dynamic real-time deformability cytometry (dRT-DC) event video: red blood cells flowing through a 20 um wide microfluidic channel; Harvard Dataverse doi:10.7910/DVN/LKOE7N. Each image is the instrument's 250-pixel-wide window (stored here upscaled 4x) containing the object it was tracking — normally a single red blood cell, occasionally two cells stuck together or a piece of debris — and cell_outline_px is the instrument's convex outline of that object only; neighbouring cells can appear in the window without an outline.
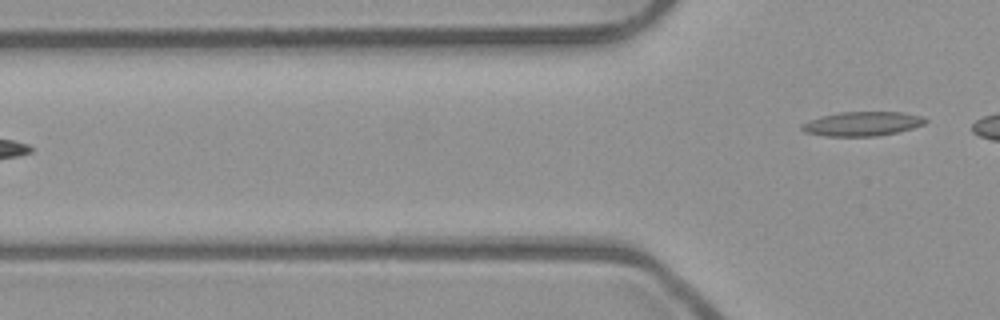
{"species": "common noctule bat (a hibernating species)", "species_latin": "Nyctalus noctula", "temperature_condition": "room temperature", "stored_images_in_passage": 6, "camera_frame_rate_fps": 3000, "um_per_image_px": 0.085, "animal": {"sex": "male", "body_mass_g": 23.1, "forearm_length_mm": 52.7}, "frame": {"image": 1, "passage_image": 6, "time_ms": 1.667, "image_size_px": [1000, 320], "cell_outline_px": [[928, 120], [924, 124], [912, 128], [896, 132], [876, 136], [824, 136], [804, 132], [800, 128], [800, 124], [820, 116], [840, 112], [900, 112], [920, 116]], "centroid_in_image_um": [73.24, 10.52], "position_along_channel_um": 52.6, "area_um2": 17.4}}